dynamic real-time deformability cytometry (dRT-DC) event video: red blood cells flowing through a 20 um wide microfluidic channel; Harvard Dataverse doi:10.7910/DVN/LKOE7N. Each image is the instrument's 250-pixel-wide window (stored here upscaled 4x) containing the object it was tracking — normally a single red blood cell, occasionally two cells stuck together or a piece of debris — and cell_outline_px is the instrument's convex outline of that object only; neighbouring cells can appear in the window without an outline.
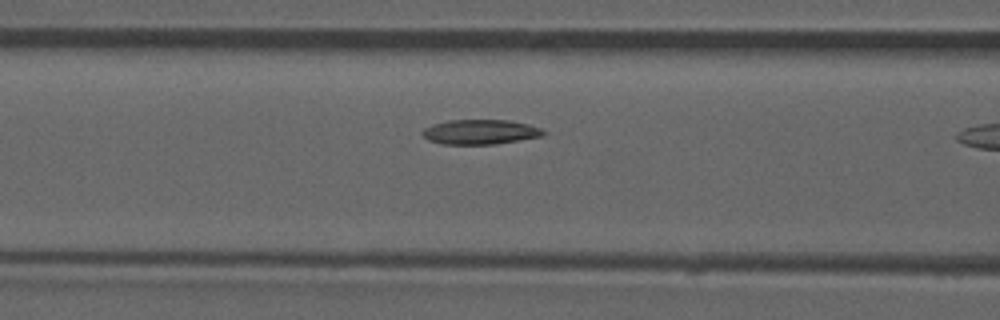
{"species": "common noctule bat (a hibernating species)", "species_latin": "Nyctalus noctula", "temperature_condition": "room temperature", "stored_images_in_passage": 10, "camera_frame_rate_fps": 3000, "um_per_image_px": 0.085, "animal": {"sex": "male", "forearm_length_mm": 52.5}, "frame": {"image": 1, "passage_image": 9, "time_ms": 2.667, "image_size_px": [1000, 320], "cell_outline_px": [[548, 132], [544, 136], [496, 144], [444, 144], [428, 140], [420, 132], [424, 128], [432, 124], [448, 120], [508, 120], [528, 124], [540, 128]], "centroid_in_image_um": [40.84, 11.21], "position_along_channel_um": 125.8, "area_um2": 17.57}}